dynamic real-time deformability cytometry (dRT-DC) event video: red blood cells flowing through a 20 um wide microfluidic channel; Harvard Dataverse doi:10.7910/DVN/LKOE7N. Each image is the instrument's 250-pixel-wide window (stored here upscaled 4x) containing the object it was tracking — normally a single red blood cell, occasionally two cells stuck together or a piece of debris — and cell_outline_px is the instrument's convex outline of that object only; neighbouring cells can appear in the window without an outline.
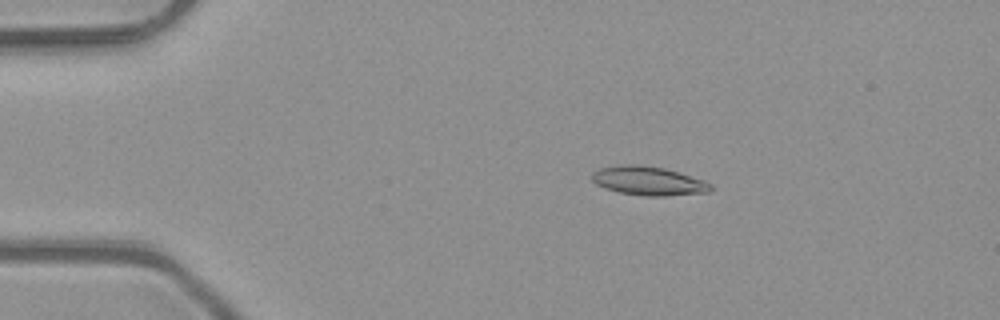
{"species": "common noctule bat (a hibernating species)", "species_latin": "Nyctalus noctula", "temperature_condition": "room temperature", "stored_images_in_passage": 50, "camera_frame_rate_fps": 3000, "um_per_image_px": 0.085, "animal": {"sex": "male", "body_mass_g": 23.1, "forearm_length_mm": 52.7}, "frame": {"image": 1, "passage_image": 9, "time_ms": 2.667, "image_size_px": [1000, 320], "cell_outline_px": [[712, 188], [708, 192], [668, 196], [644, 196], [620, 192], [604, 188], [596, 184], [592, 180], [592, 172], [600, 168], [628, 164], [632, 164], [664, 168], [680, 172], [704, 180], [712, 184]], "centroid_in_image_um": [55.13, 15.38], "position_along_channel_um": 29.9, "area_um2": 19.94}}
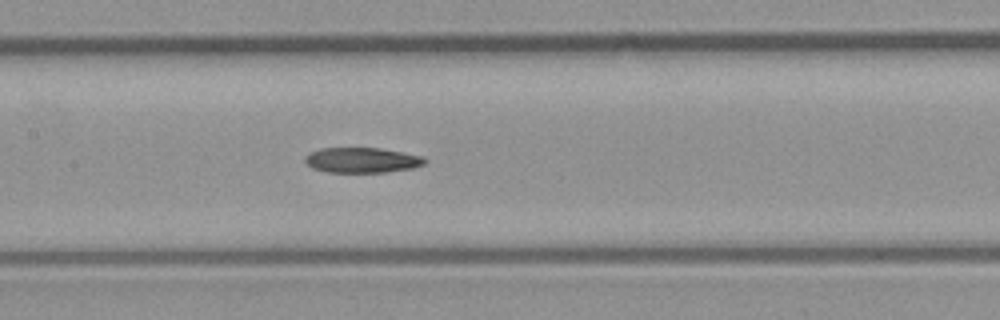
{"frame": {"image": 2, "passage_image": 24, "time_ms": 7.667, "image_size_px": [1000, 320], "cell_outline_px": [[428, 160], [424, 164], [412, 168], [388, 172], [324, 172], [312, 168], [304, 160], [304, 156], [308, 152], [320, 148], [380, 148], [404, 152], [424, 156]], "centroid_in_image_um": [30.76, 13.61], "position_along_channel_um": 176.6, "area_um2": 17.86}}
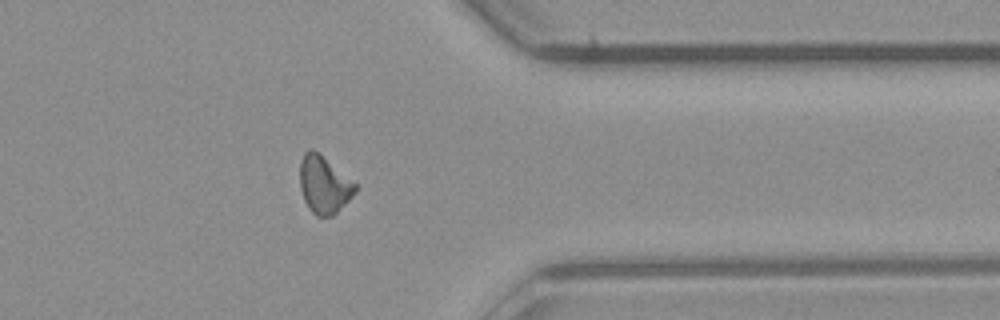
{"frame": {"image": 3, "passage_image": 40, "time_ms": 13.0, "image_size_px": [1000, 320], "cell_outline_px": [[356, 192], [332, 216], [316, 216], [308, 208], [304, 200], [300, 188], [300, 164], [304, 152], [316, 152], [356, 184]], "centroid_in_image_um": [27.51, 15.76], "position_along_channel_um": 383.9, "area_um2": 17.8}, "authors_computed_cell_mechanics": {"area_um2": 18.5249, "velocity_mm_per_s": 4.0998, "shape_relaxation_time_tau1_ms": 8.7321, "shape_relaxation_time_tau2_ms": null, "deformation_change_tau1": 0.183, "deformation_change_tau2": null}}